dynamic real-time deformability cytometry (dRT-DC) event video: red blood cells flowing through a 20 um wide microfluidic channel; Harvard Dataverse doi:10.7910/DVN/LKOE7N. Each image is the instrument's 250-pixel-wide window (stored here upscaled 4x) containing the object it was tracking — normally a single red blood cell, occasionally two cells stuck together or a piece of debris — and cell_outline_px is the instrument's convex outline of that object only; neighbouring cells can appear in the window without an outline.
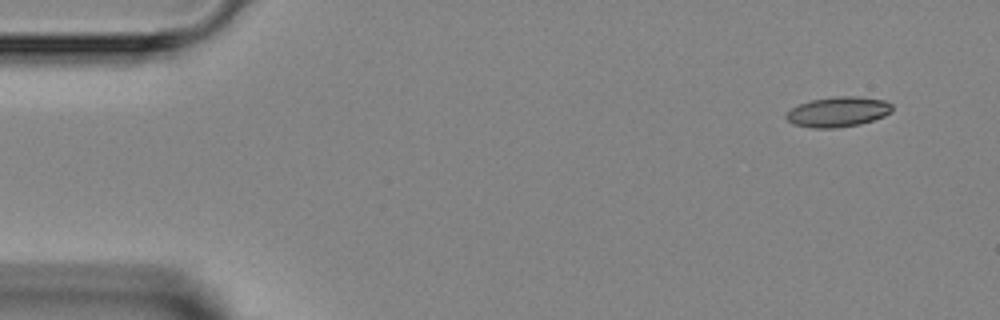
{"species": "Egyptian fruit bat (a non-hibernating species)", "species_latin": "Rousettus aegyptiacus", "temperature_condition": "room temperature", "stored_images_in_passage": 2, "camera_frame_rate_fps": 3000, "um_per_image_px": 0.085, "animal": {"sex": "female"}, "frame": {"image": 1, "passage_image": 2, "time_ms": 1.333, "image_size_px": [1000, 320], "cell_outline_px": [[892, 112], [884, 116], [860, 124], [836, 128], [812, 128], [792, 124], [784, 116], [792, 108], [800, 104], [812, 100], [836, 96], [860, 96], [884, 100], [892, 104]], "centroid_in_image_um": [71.24, 9.51], "position_along_channel_um": 13.8, "area_um2": 18.61}}